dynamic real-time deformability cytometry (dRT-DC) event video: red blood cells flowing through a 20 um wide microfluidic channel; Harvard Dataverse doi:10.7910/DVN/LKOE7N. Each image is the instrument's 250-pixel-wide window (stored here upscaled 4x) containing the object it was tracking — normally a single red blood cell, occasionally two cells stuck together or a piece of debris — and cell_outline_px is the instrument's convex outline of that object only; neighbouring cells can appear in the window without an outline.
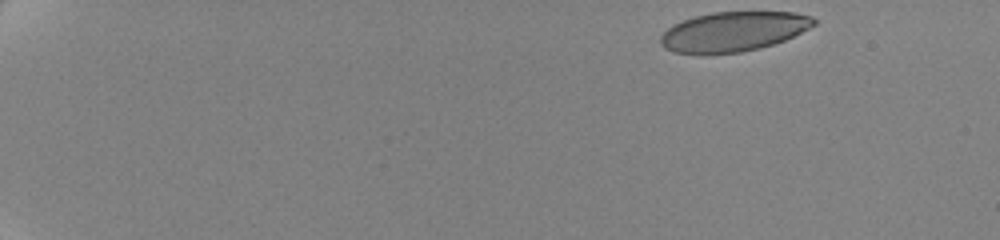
{"species": "human", "species_latin": "Homo sapiens", "temperature_condition": "cold", "stored_images_in_passage": 9, "camera_frame_rate_fps": 3000, "um_per_image_px": 0.085, "donor": {"sex": "female"}, "frame": {"image": 1, "passage_image": 1, "time_ms": 0.0, "image_size_px": [1000, 240], "cell_outline_px": [[816, 24], [784, 40], [772, 44], [740, 52], [700, 56], [676, 52], [664, 48], [660, 44], [660, 36], [668, 28], [684, 20], [696, 16], [712, 12], [792, 12], [812, 16], [816, 20]], "centroid_in_image_um": [62.29, 2.7], "position_along_channel_um": 22.7, "area_um2": 35.49}}
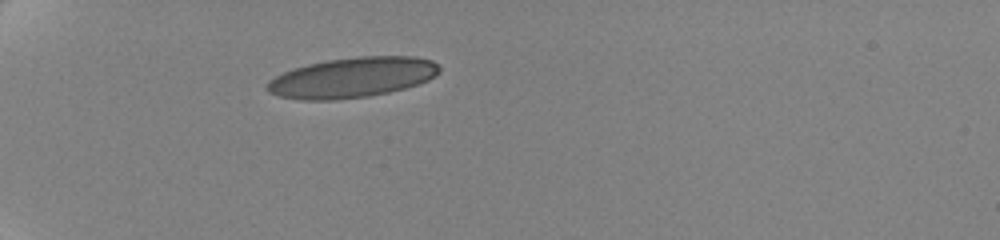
{"frame": {"image": 2, "passage_image": 7, "time_ms": 4.333, "image_size_px": [1000, 240], "cell_outline_px": [[440, 72], [436, 76], [428, 80], [404, 88], [388, 92], [368, 96], [332, 100], [304, 100], [280, 96], [268, 92], [264, 88], [268, 80], [284, 72], [308, 64], [328, 60], [360, 56], [416, 56], [432, 60], [440, 68]], "centroid_in_image_um": [29.94, 6.58], "position_along_channel_um": 55.1, "area_um2": 40.23}}
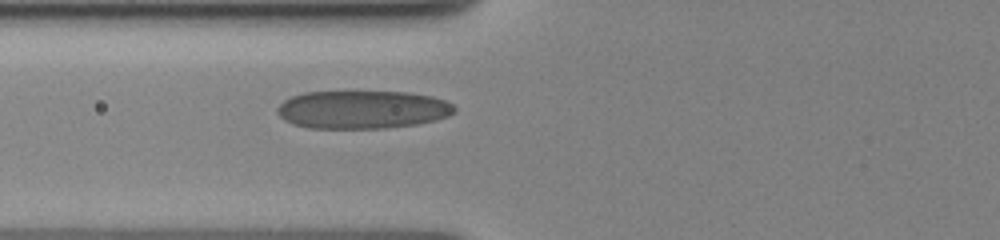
{"frame": {"image": 3, "passage_image": 9, "time_ms": 6.333, "image_size_px": [1000, 240], "cell_outline_px": [[456, 112], [448, 116], [436, 120], [416, 124], [384, 128], [308, 128], [292, 124], [284, 120], [276, 112], [276, 108], [284, 100], [292, 96], [304, 92], [408, 92], [432, 96], [444, 100], [452, 104], [456, 108]], "centroid_in_image_um": [30.8, 9.32], "position_along_channel_um": 95.0, "area_um2": 39.48}}